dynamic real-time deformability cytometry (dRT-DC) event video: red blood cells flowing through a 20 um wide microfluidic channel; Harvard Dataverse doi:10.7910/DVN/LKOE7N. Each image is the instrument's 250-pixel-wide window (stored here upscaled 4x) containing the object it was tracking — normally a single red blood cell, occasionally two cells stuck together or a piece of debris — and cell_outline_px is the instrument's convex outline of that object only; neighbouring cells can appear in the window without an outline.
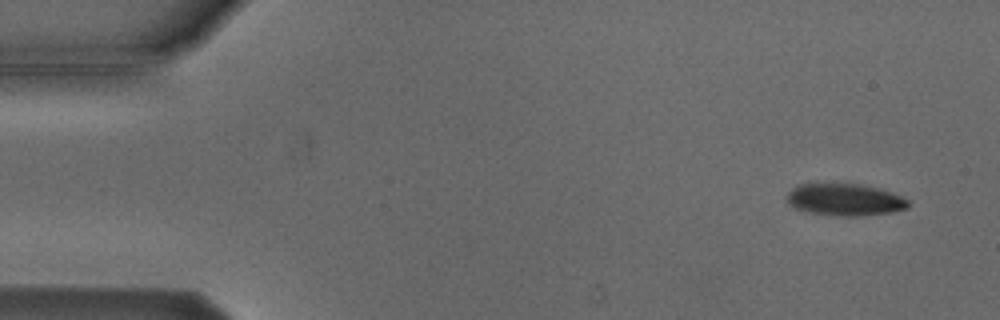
{"species": "Egyptian fruit bat (a non-hibernating species)", "species_latin": "Rousettus aegyptiacus", "temperature_condition": "cold", "stored_images_in_passage": 9, "camera_frame_rate_fps": 3000, "um_per_image_px": 0.085, "animal": {"sex": "male"}, "frame": {"image": 1, "passage_image": 1, "time_ms": 0.0, "image_size_px": [1000, 320], "cell_outline_px": [[908, 208], [892, 212], [860, 216], [836, 216], [808, 212], [796, 208], [788, 200], [788, 192], [792, 188], [800, 184], [860, 184], [880, 188], [892, 192], [908, 200]], "centroid_in_image_um": [71.85, 16.97], "position_along_channel_um": 13.1, "area_um2": 22.48}}
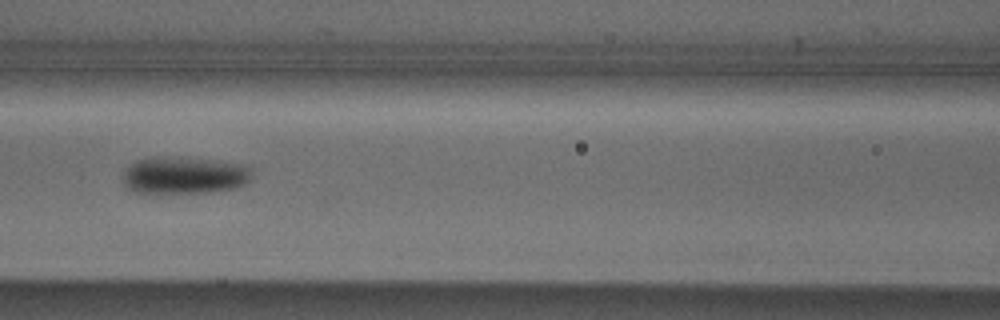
{"frame": {"image": 2, "passage_image": 6, "time_ms": 6.667, "image_size_px": [1000, 320], "cell_outline_px": [[252, 176], [244, 184], [232, 188], [212, 192], [136, 192], [128, 188], [124, 184], [124, 172], [128, 164], [136, 160], [152, 156], [180, 156], [248, 164], [252, 168]], "centroid_in_image_um": [15.68, 14.86], "position_along_channel_um": 150.9, "area_um2": 28.32}}
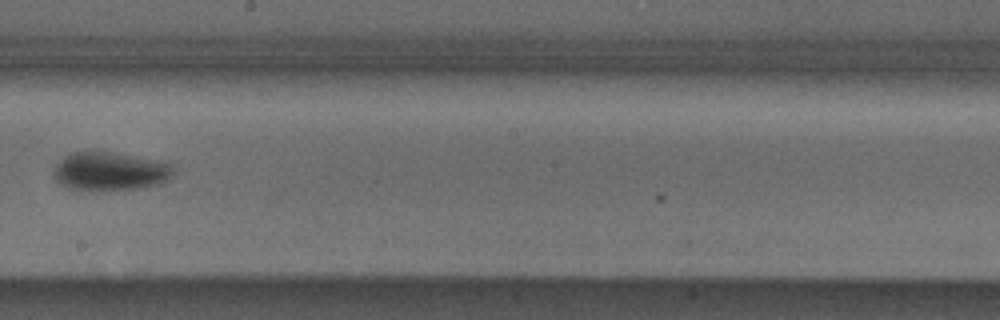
{"frame": {"image": 3, "passage_image": 8, "time_ms": 9.0, "image_size_px": [1000, 320], "cell_outline_px": [[172, 172], [168, 180], [156, 184], [136, 188], [96, 192], [80, 192], [68, 188], [60, 184], [56, 180], [52, 172], [56, 164], [64, 156], [72, 152], [92, 148], [168, 160], [172, 164]], "centroid_in_image_um": [9.31, 14.52], "position_along_channel_um": 238.9, "area_um2": 28.5}}